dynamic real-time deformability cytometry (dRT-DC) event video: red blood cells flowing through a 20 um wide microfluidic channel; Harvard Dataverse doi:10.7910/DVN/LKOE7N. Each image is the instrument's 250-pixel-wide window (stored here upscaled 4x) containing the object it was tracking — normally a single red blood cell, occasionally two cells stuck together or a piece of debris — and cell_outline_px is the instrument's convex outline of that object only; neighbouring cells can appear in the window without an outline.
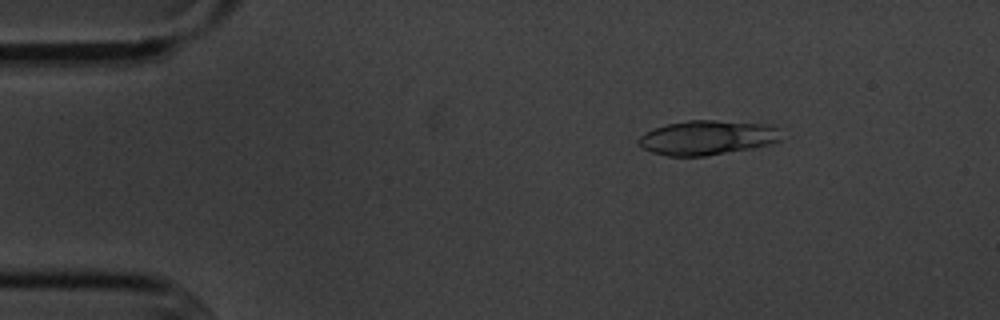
{"species": "common noctule bat (a hibernating species)", "species_latin": "Nyctalus noctula", "temperature_condition": "cold", "stored_images_in_passage": 4, "camera_frame_rate_fps": 3000, "um_per_image_px": 0.085, "animal": {"sex": "male", "body_mass_g": 20.1, "forearm_length_mm": 53.5}, "frame": {"image": 1, "passage_image": 2, "time_ms": 1.333, "image_size_px": [1000, 320], "cell_outline_px": [[780, 140], [768, 144], [748, 148], [704, 156], [668, 156], [652, 152], [636, 144], [636, 140], [640, 136], [656, 128], [668, 124], [688, 120], [716, 120], [764, 124], [776, 128]], "centroid_in_image_um": [60.04, 11.7], "position_along_channel_um": 25.0, "area_um2": 28.03}}